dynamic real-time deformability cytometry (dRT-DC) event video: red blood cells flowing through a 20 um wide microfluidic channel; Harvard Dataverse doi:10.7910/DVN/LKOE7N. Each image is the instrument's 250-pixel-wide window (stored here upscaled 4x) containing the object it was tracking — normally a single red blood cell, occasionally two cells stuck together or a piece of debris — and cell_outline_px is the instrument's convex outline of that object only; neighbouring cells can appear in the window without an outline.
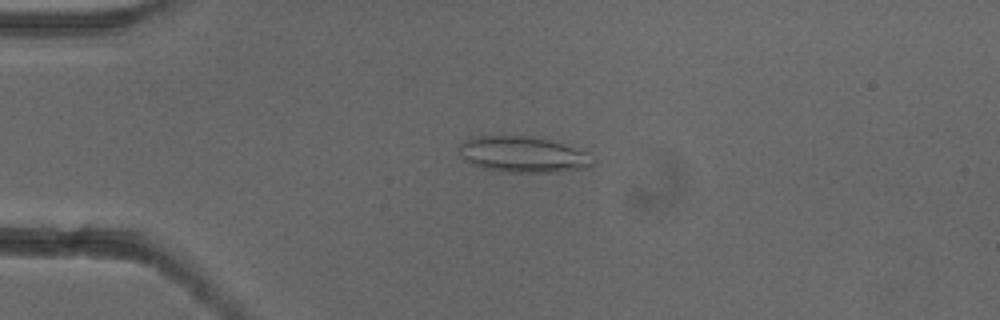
{"species": "common noctule bat (a hibernating species)", "species_latin": "Nyctalus noctula", "temperature_condition": "cold", "stored_images_in_passage": 33, "camera_frame_rate_fps": 3000, "um_per_image_px": 0.085, "animal": {"sex": "female"}, "frame": {"image": 1, "passage_image": 4, "time_ms": 1.0, "image_size_px": [1000, 320], "cell_outline_px": [[592, 164], [588, 168], [560, 172], [500, 172], [480, 168], [464, 160], [456, 148], [456, 144], [480, 136], [532, 136], [548, 140], [584, 152]], "centroid_in_image_um": [44.33, 13.15], "position_along_channel_um": 40.7, "area_um2": 27.74}}
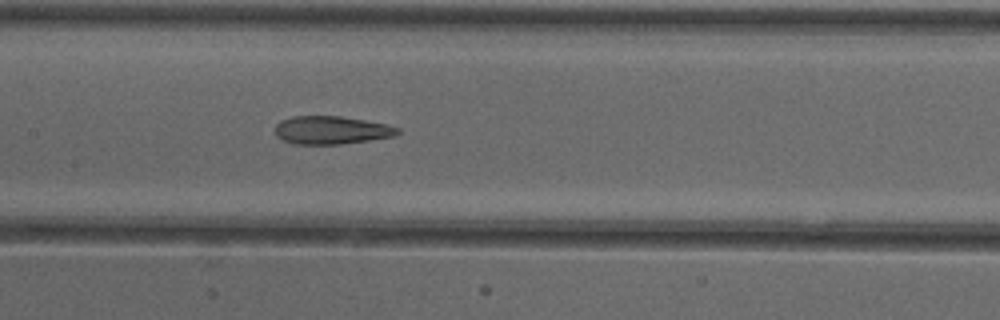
{"frame": {"image": 2, "passage_image": 17, "time_ms": 5.333, "image_size_px": [1000, 320], "cell_outline_px": [[400, 132], [396, 136], [340, 144], [296, 144], [284, 140], [276, 136], [276, 124], [280, 120], [292, 116], [340, 116], [364, 120], [384, 124], [400, 128]], "centroid_in_image_um": [28.16, 11.06], "position_along_channel_um": 179.2, "area_um2": 19.94}}
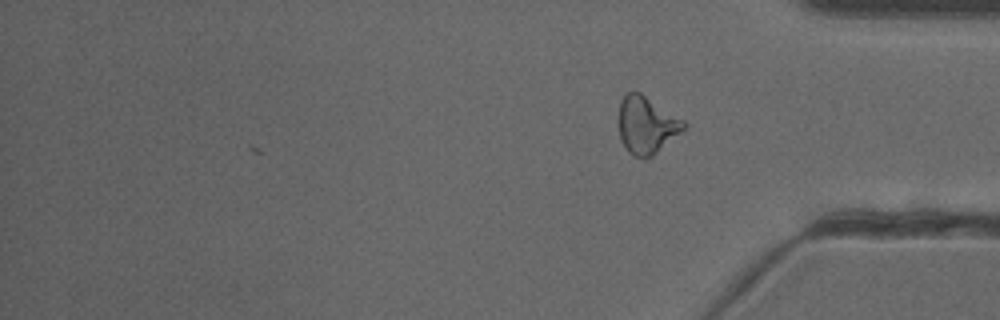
{"frame": {"image": 3, "passage_image": 33, "time_ms": 10.667, "image_size_px": [1000, 320], "cell_outline_px": [[688, 124], [680, 132], [652, 156], [632, 156], [628, 152], [620, 140], [620, 104], [624, 96], [628, 92], [640, 92], [684, 120]], "centroid_in_image_um": [54.96, 10.62], "position_along_channel_um": 380.2, "area_um2": 21.15}, "authors_computed_cell_mechanics": {"area_um2": 20.6346, "velocity_mm_per_s": 3.9033, "shape_relaxation_time_tau1_ms": 10.4459, "shape_relaxation_time_tau2_ms": 2.4367, "deformation_change_tau1": 0.2137, "deformation_change_tau2": 0.1171}}